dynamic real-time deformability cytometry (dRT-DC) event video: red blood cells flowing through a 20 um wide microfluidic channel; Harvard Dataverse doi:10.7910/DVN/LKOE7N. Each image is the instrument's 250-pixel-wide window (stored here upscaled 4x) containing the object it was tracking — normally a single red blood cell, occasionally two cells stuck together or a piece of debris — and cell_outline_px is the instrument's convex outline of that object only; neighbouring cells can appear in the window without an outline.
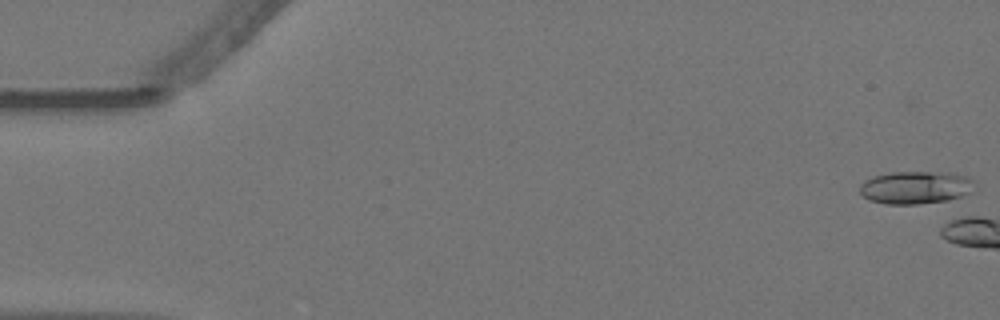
{"species": "Egyptian fruit bat (a non-hibernating species)", "species_latin": "Rousettus aegyptiacus", "temperature_condition": "warm", "stored_images_in_passage": 4, "camera_frame_rate_fps": 3000, "um_per_image_px": 0.085, "animal": {"sex": "female"}, "frame": {"image": 1, "passage_image": 1, "time_ms": 0.0, "image_size_px": [1000, 320], "cell_outline_px": [[972, 180], [968, 192], [960, 196], [948, 200], [916, 204], [884, 204], [868, 200], [860, 192], [860, 184], [864, 180], [872, 176], [892, 172], [948, 172], [964, 176]], "centroid_in_image_um": [77.72, 15.93], "position_along_channel_um": 7.3, "area_um2": 21.62}}